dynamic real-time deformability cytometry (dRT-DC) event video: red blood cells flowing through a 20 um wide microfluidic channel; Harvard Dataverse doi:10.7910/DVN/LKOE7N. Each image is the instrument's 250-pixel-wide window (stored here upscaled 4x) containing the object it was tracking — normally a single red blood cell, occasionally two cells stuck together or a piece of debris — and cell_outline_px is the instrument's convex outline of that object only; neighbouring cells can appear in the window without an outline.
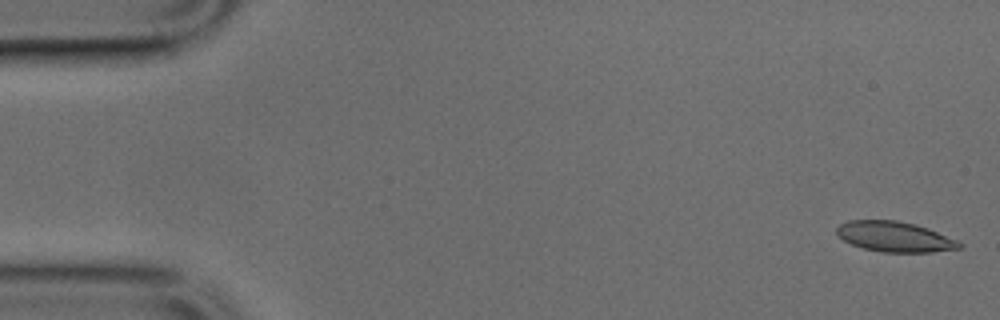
{"species": "common noctule bat (a hibernating species)", "species_latin": "Nyctalus noctula", "temperature_condition": "cold", "stored_images_in_passage": 10, "camera_frame_rate_fps": 3000, "um_per_image_px": 0.085, "animal": {"sex": "male", "body_mass_g": 17.9, "forearm_length_mm": 54.2}, "frame": {"image": 1, "passage_image": 1, "time_ms": 0.0, "image_size_px": [1000, 320], "cell_outline_px": [[964, 244], [960, 248], [932, 252], [880, 252], [864, 248], [852, 244], [844, 240], [836, 232], [836, 228], [840, 224], [848, 220], [896, 220], [916, 224], [928, 228], [960, 240]], "centroid_in_image_um": [76.1, 20.11], "position_along_channel_um": 8.9, "area_um2": 21.79}}